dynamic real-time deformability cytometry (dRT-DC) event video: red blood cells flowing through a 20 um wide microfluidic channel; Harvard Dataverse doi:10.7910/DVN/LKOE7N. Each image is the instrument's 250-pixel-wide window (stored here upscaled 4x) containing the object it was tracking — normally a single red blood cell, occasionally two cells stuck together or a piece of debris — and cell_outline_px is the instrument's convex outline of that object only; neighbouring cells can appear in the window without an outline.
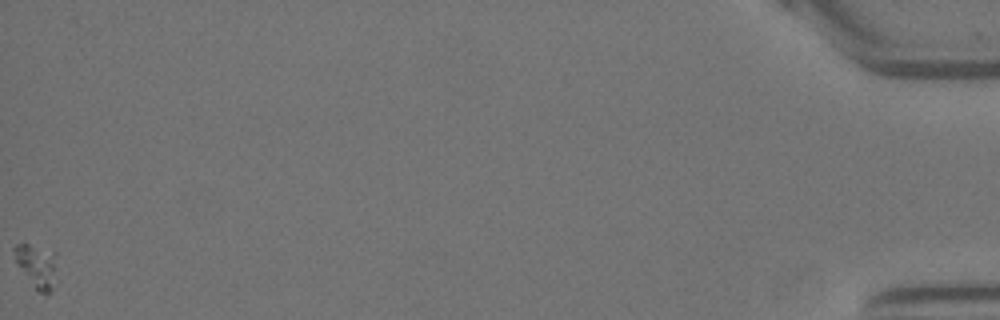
{"species": "Egyptian fruit bat (a non-hibernating species)", "species_latin": "Rousettus aegyptiacus", "temperature_condition": "warm", "stored_images_in_passage": 47, "camera_frame_rate_fps": 3000, "um_per_image_px": 0.085, "animal": {"sex": "female"}, "frame": {"image": 1, "passage_image": 47, "time_ms": 15.333, "image_size_px": [1000, 320], "cell_outline_px": [[56, 252], [52, 288], [48, 292], [36, 292], [16, 264], [12, 248], [16, 244], [28, 244]], "centroid_in_image_um": [3.06, 22.58], "position_along_channel_um": 432.1, "area_um2": 10.64}}